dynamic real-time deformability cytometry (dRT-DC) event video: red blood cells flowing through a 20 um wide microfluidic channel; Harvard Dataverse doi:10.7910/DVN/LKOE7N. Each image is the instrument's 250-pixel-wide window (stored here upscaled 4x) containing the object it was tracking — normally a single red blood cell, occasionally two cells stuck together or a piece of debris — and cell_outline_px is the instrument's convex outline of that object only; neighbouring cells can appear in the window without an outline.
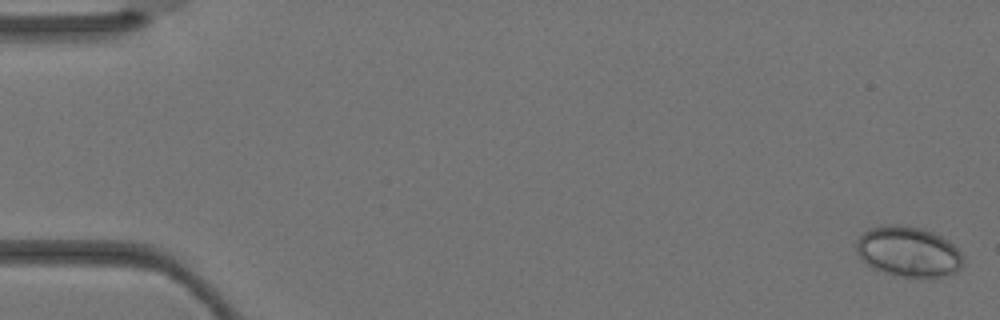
{"species": "Egyptian fruit bat (a non-hibernating species)", "species_latin": "Rousettus aegyptiacus", "temperature_condition": "warm", "stored_images_in_passage": 6, "camera_frame_rate_fps": 3000, "um_per_image_px": 0.085, "animal": {"sex": "female"}, "frame": {"image": 1, "passage_image": 1, "time_ms": 0.0, "image_size_px": [1000, 320], "cell_outline_px": [[964, 264], [956, 272], [940, 276], [904, 276], [884, 272], [872, 268], [856, 252], [856, 240], [864, 232], [880, 224], [908, 224], [932, 232], [948, 240], [964, 256]], "centroid_in_image_um": [77.21, 21.36], "position_along_channel_um": 7.8, "area_um2": 31.21}}